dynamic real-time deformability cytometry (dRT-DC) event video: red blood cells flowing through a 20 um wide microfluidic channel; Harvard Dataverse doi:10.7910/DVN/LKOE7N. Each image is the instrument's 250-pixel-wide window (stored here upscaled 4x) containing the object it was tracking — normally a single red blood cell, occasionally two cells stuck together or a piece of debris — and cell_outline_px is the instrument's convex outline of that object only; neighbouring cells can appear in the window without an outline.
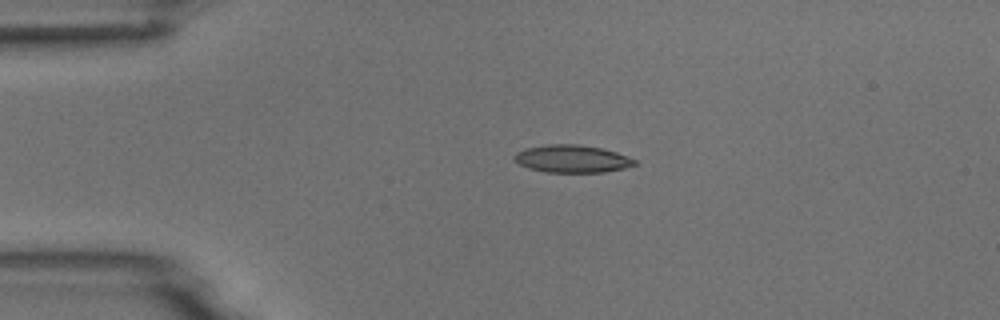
{"species": "common noctule bat (a hibernating species)", "species_latin": "Nyctalus noctula", "temperature_condition": "room temperature", "stored_images_in_passage": 4, "camera_frame_rate_fps": 3000, "um_per_image_px": 0.085, "animal": {"sex": "male", "body_mass_g": 18.8}, "frame": {"image": 1, "passage_image": 3, "time_ms": 2.333, "image_size_px": [1000, 320], "cell_outline_px": [[636, 164], [624, 168], [604, 172], [548, 172], [528, 168], [520, 164], [512, 156], [516, 152], [528, 148], [548, 144], [580, 144], [600, 148], [616, 152], [628, 156], [636, 160]], "centroid_in_image_um": [48.63, 13.49], "position_along_channel_um": 36.4, "area_um2": 19.19}}